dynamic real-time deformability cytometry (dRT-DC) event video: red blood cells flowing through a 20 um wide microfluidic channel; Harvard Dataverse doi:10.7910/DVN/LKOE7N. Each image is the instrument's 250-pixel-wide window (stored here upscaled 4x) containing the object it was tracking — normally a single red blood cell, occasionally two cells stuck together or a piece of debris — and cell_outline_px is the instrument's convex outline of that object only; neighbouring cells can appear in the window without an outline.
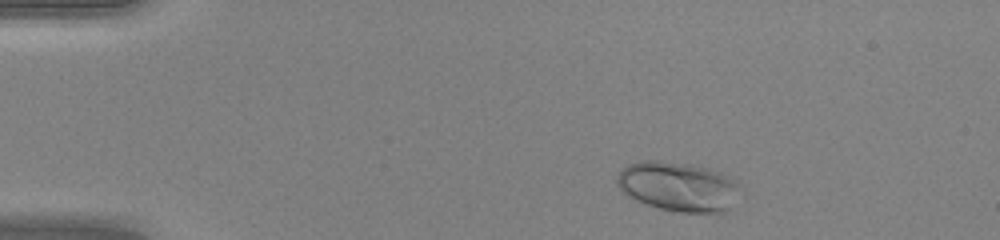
{"species": "human", "species_latin": "Homo sapiens", "temperature_condition": "warm", "stored_images_in_passage": 43, "camera_frame_rate_fps": 3000, "um_per_image_px": 0.085, "donor": {"sex": "female"}, "frame": {"image": 1, "passage_image": 3, "time_ms": 0.667, "image_size_px": [1000, 240], "cell_outline_px": [[744, 196], [732, 208], [724, 212], [680, 212], [660, 208], [644, 204], [628, 196], [616, 184], [616, 176], [628, 164], [640, 160], [660, 160], [696, 164], [732, 176], [736, 180]], "centroid_in_image_um": [57.74, 15.85], "position_along_channel_um": 27.3, "area_um2": 36.53}}
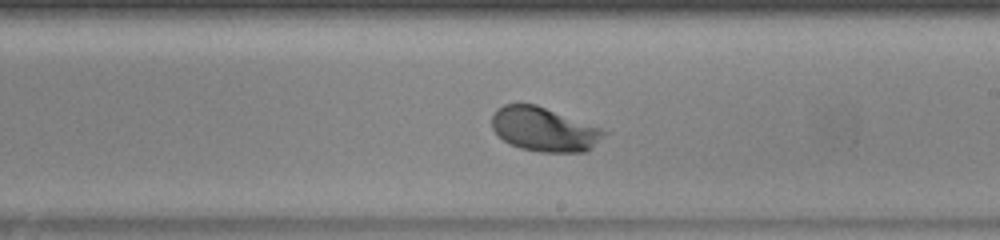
{"frame": {"image": 2, "passage_image": 24, "time_ms": 7.667, "image_size_px": [1000, 240], "cell_outline_px": [[612, 132], [584, 152], [540, 152], [520, 148], [504, 140], [492, 128], [492, 116], [496, 108], [504, 104], [536, 104]], "centroid_in_image_um": [46.27, 10.99], "position_along_channel_um": 242.7, "area_um2": 28.78}}
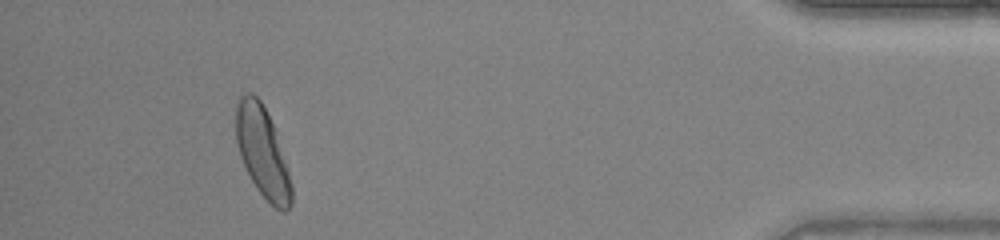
{"frame": {"image": 3, "passage_image": 40, "time_ms": 13.0, "image_size_px": [1000, 240], "cell_outline_px": [[292, 204], [284, 212], [276, 208], [256, 188], [240, 156], [236, 140], [236, 104], [240, 96], [248, 92], [252, 92], [260, 100], [276, 128], [288, 168], [292, 184]], "centroid_in_image_um": [22.33, 12.89], "position_along_channel_um": 412.9, "area_um2": 29.3}, "authors_computed_cell_mechanics": {"area_um2": 29.189, "velocity_mm_per_s": 4.2304, "shape_relaxation_time_tau1_ms": 1.8105, "shape_relaxation_time_tau2_ms": null, "deformation_change_tau1": 0.1404, "deformation_change_tau2": null}}